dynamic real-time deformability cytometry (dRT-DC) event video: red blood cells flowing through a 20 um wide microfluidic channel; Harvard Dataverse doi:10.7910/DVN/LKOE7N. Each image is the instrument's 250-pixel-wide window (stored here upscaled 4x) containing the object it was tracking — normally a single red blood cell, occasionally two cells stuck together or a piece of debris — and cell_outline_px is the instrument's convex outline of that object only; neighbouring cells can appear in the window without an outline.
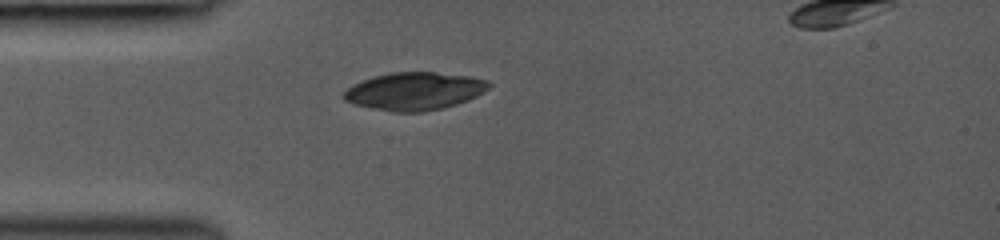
{"species": "common noctule bat (a hibernating species)", "species_latin": "Nyctalus noctula", "temperature_condition": "room temperature", "stored_images_in_passage": 2, "segment_of_instrument_passage": [1, 2], "camera_frame_rate_fps": 3000, "um_per_image_px": 0.085, "animal": {"sex": "female", "body_mass_g": 19.0, "forearm_length_mm": 53.3}, "frame": {"image": 1, "passage_image": 1, "time_ms": 0.0, "image_size_px": [1000, 240], "cell_outline_px": [[492, 84], [484, 92], [468, 100], [456, 104], [440, 108], [420, 112], [392, 112], [372, 108], [356, 104], [344, 100], [344, 92], [352, 84], [372, 76], [392, 72], [436, 72], [472, 76], [488, 80]], "centroid_in_image_um": [35.25, 7.73], "position_along_channel_um": 49.7, "area_um2": 31.96}}